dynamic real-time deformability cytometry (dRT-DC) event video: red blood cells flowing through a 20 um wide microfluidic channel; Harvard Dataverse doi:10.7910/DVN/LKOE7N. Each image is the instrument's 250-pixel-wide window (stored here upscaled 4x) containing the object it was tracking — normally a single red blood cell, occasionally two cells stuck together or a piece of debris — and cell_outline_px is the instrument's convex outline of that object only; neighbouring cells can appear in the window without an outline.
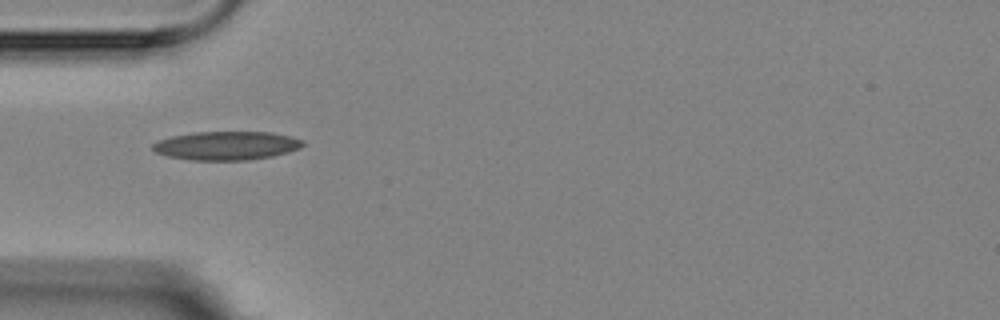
{"species": "Egyptian fruit bat (a non-hibernating species)", "species_latin": "Rousettus aegyptiacus", "temperature_condition": "room temperature", "stored_images_in_passage": 2, "camera_frame_rate_fps": 3000, "um_per_image_px": 0.085, "animal": {"sex": "female"}, "frame": {"image": 1, "passage_image": 1, "time_ms": 0.0, "image_size_px": [1000, 320], "cell_outline_px": [[304, 144], [300, 148], [288, 152], [272, 156], [248, 160], [192, 160], [168, 156], [156, 152], [152, 148], [152, 144], [156, 140], [172, 136], [192, 132], [272, 132], [304, 140]], "centroid_in_image_um": [19.24, 12.37], "position_along_channel_um": 65.8, "area_um2": 25.09}}
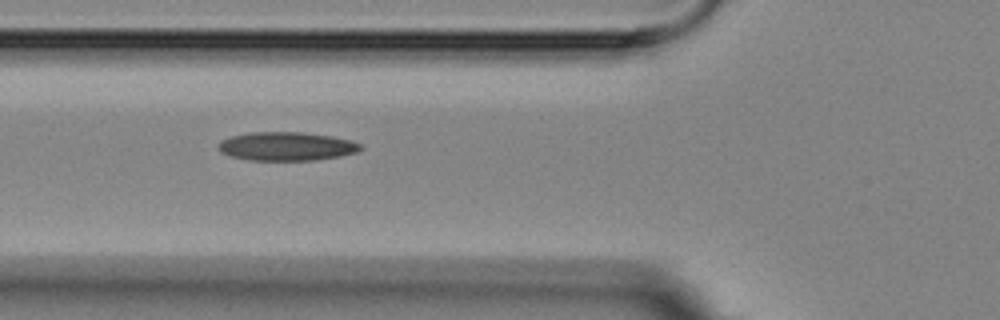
{"frame": {"image": 2, "passage_image": 2, "time_ms": 1.0, "image_size_px": [1000, 320], "cell_outline_px": [[364, 148], [360, 152], [340, 156], [312, 160], [248, 160], [228, 156], [220, 152], [216, 148], [220, 140], [232, 136], [252, 132], [304, 132], [332, 136], [352, 140], [360, 144]], "centroid_in_image_um": [24.35, 12.44], "position_along_channel_um": 101.4, "area_um2": 24.04}}